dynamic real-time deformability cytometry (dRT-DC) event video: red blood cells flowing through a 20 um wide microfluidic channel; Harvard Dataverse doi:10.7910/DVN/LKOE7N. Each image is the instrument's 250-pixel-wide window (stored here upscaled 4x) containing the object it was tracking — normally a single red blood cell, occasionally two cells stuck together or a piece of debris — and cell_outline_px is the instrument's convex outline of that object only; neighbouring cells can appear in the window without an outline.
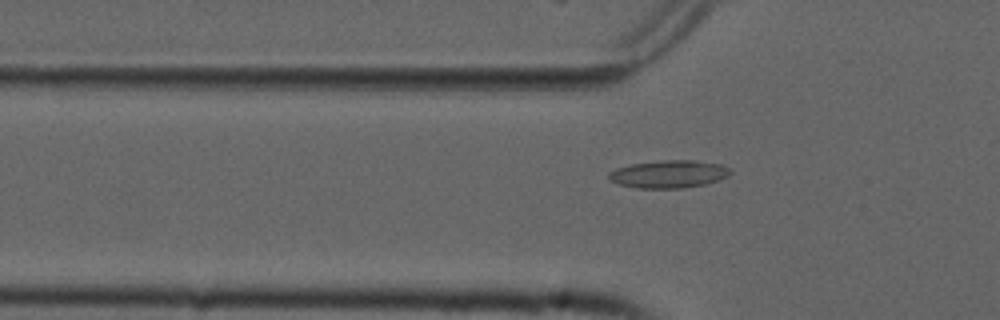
{"species": "common noctule bat (a hibernating species)", "species_latin": "Nyctalus noctula", "temperature_condition": "cold", "stored_images_in_passage": 53, "camera_frame_rate_fps": 3000, "um_per_image_px": 0.085, "animal": {"sex": "male", "forearm_length_mm": 52.5}, "frame": {"image": 1, "passage_image": 16, "time_ms": 5.0, "image_size_px": [1000, 320], "cell_outline_px": [[732, 172], [728, 176], [704, 184], [684, 188], [636, 188], [620, 184], [608, 180], [608, 172], [616, 168], [632, 164], [664, 160], [696, 160], [720, 164], [732, 168]], "centroid_in_image_um": [56.85, 14.79], "position_along_channel_um": 69.0, "area_um2": 19.65}}
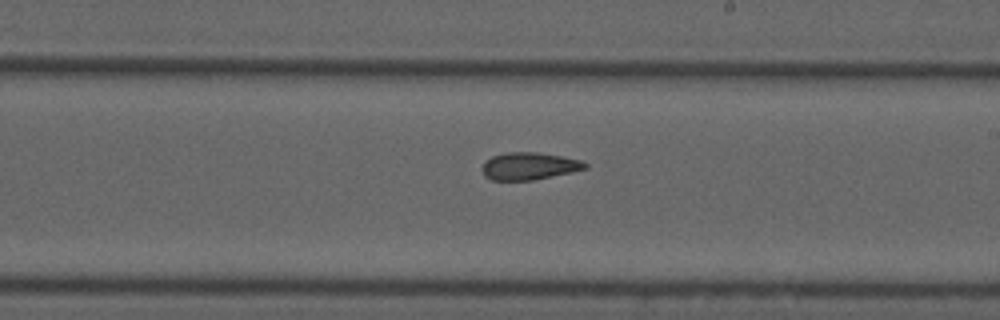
{"frame": {"image": 2, "passage_image": 30, "time_ms": 9.667, "image_size_px": [1000, 320], "cell_outline_px": [[588, 168], [572, 172], [532, 180], [492, 180], [484, 176], [480, 168], [492, 156], [504, 152], [536, 152], [560, 156], [580, 160], [588, 164]], "centroid_in_image_um": [44.96, 14.12], "position_along_channel_um": 244.0, "area_um2": 16.36}}
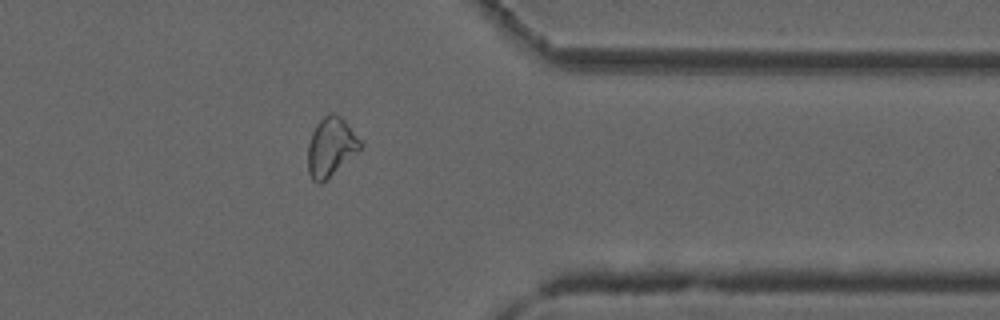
{"frame": {"image": 3, "passage_image": 42, "time_ms": 13.667, "image_size_px": [1000, 320], "cell_outline_px": [[364, 144], [360, 148], [320, 184], [312, 180], [308, 172], [308, 144], [312, 132], [316, 124], [324, 116], [332, 112], [340, 116], [344, 120]], "centroid_in_image_um": [28.09, 12.46], "position_along_channel_um": 383.3, "area_um2": 17.51}, "authors_computed_cell_mechanics": {"area_um2": 18.0914, "velocity_mm_per_s": 3.7573, "shape_relaxation_time_tau1_ms": null, "shape_relaxation_time_tau2_ms": 3.2282, "deformation_change_tau1": null, "deformation_change_tau2": 0.1059}}